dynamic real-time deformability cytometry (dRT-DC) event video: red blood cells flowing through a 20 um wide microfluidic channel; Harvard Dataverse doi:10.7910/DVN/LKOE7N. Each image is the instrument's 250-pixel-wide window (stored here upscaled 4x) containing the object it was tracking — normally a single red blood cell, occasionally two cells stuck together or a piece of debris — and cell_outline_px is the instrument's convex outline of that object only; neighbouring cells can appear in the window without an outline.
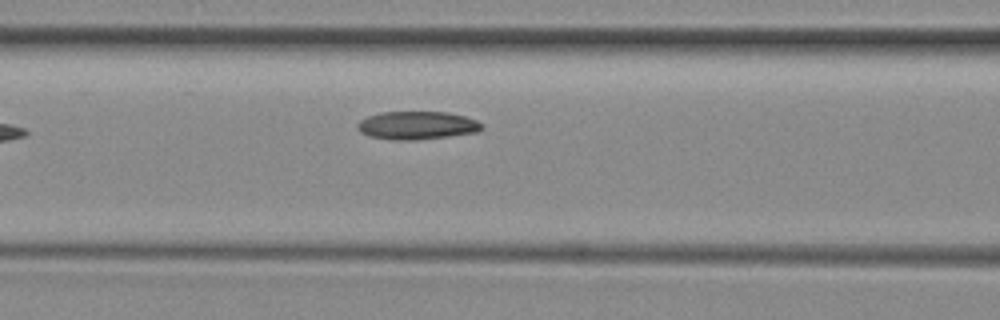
{"species": "common noctule bat (a hibernating species)", "species_latin": "Nyctalus noctula", "temperature_condition": "room temperature", "stored_images_in_passage": 6, "camera_frame_rate_fps": 3000, "um_per_image_px": 0.085, "animal": {"sex": "female", "body_mass_g": 29.2, "forearm_length_mm": 56.3}, "frame": {"image": 1, "passage_image": 6, "time_ms": 6.333, "image_size_px": [1000, 320], "cell_outline_px": [[484, 128], [476, 132], [448, 136], [416, 140], [392, 140], [368, 136], [360, 132], [356, 128], [356, 124], [360, 120], [368, 116], [380, 112], [448, 112], [464, 116], [476, 120], [484, 124]], "centroid_in_image_um": [35.42, 10.66], "position_along_channel_um": 131.2, "area_um2": 20.52}}